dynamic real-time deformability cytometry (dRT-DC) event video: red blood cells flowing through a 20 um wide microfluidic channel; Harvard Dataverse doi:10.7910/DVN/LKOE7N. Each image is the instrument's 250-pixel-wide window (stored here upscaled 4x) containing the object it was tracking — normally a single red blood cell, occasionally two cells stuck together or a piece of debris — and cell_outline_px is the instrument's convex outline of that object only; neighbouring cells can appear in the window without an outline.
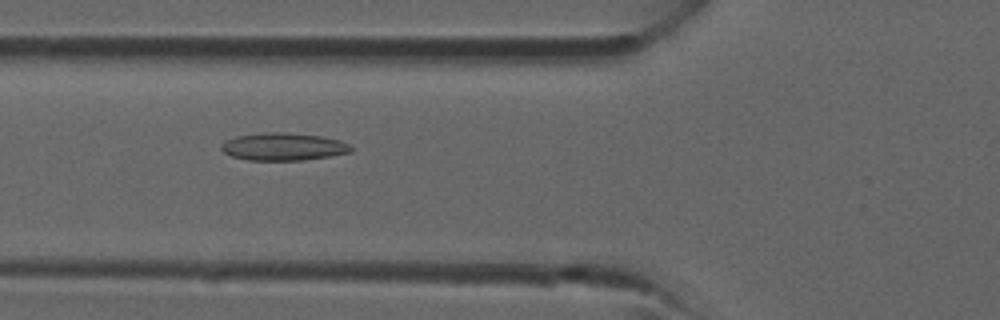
{"species": "common noctule bat (a hibernating species)", "species_latin": "Nyctalus noctula", "temperature_condition": "room temperature", "stored_images_in_passage": 34, "camera_frame_rate_fps": 3000, "um_per_image_px": 0.085, "animal": {"sex": "male", "forearm_length_mm": 52.5}, "frame": {"image": 1, "passage_image": 14, "time_ms": 4.333, "image_size_px": [1000, 320], "cell_outline_px": [[356, 148], [352, 152], [304, 160], [248, 160], [232, 156], [224, 152], [220, 148], [228, 140], [236, 136], [264, 132], [284, 132], [320, 136], [340, 140]], "centroid_in_image_um": [24.13, 12.47], "position_along_channel_um": 101.7, "area_um2": 20.75}}
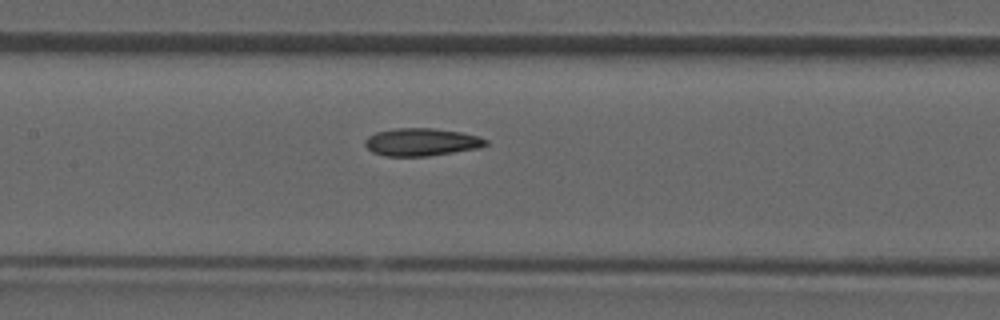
{"frame": {"image": 2, "passage_image": 18, "time_ms": 5.667, "image_size_px": [1000, 320], "cell_outline_px": [[488, 144], [480, 148], [428, 156], [384, 156], [372, 152], [364, 144], [364, 140], [368, 136], [376, 132], [396, 128], [432, 128], [460, 132], [480, 136], [488, 140]], "centroid_in_image_um": [35.83, 12.07], "position_along_channel_um": 171.6, "area_um2": 19.59}}
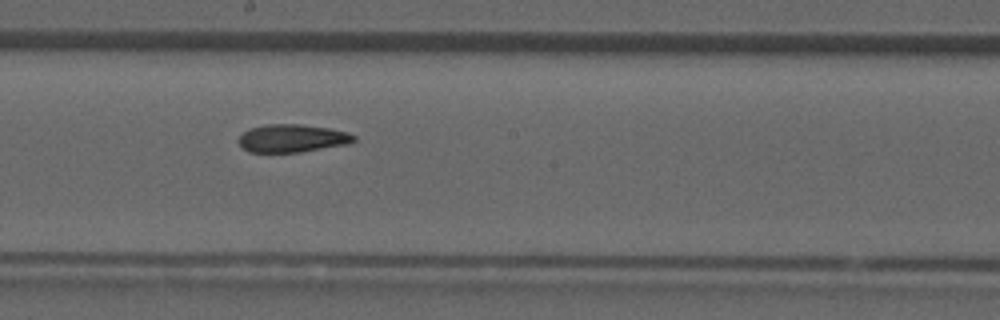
{"frame": {"image": 3, "passage_image": 21, "time_ms": 6.667, "image_size_px": [1000, 320], "cell_outline_px": [[356, 140], [352, 144], [300, 152], [248, 152], [240, 144], [240, 136], [244, 132], [252, 128], [268, 124], [300, 124], [328, 128], [348, 132], [356, 136]], "centroid_in_image_um": [24.92, 11.76], "position_along_channel_um": 223.3, "area_um2": 18.73}}